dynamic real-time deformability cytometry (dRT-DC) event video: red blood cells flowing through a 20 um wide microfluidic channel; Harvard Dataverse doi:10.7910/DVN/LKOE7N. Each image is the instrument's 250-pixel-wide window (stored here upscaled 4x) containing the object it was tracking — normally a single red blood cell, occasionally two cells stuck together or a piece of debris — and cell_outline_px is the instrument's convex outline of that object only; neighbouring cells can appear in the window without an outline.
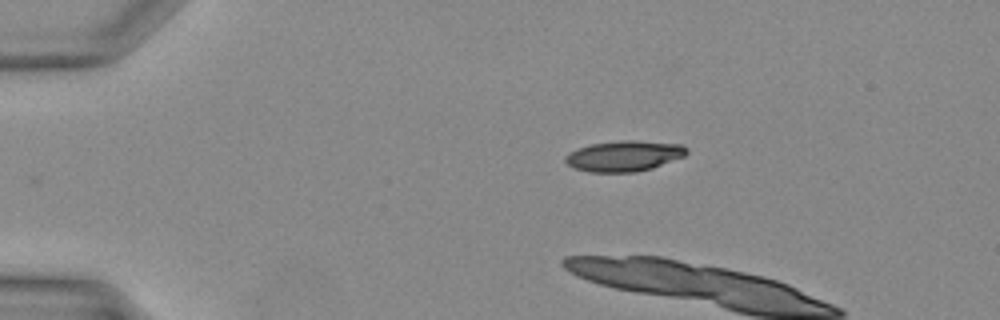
{"species": "Egyptian fruit bat (a non-hibernating species)", "species_latin": "Rousettus aegyptiacus", "temperature_condition": "warm", "stored_images_in_passage": 3, "camera_frame_rate_fps": 3000, "um_per_image_px": 0.085, "animal": {"sex": "female"}, "frame": {"image": 1, "passage_image": 1, "time_ms": 0.0, "image_size_px": [1000, 320], "cell_outline_px": [[688, 152], [684, 156], [652, 168], [636, 172], [588, 172], [576, 168], [568, 164], [564, 160], [564, 156], [576, 148], [592, 144], [616, 140], [636, 140], [684, 144], [688, 148]], "centroid_in_image_um": [53.06, 13.24], "position_along_channel_um": 31.9, "area_um2": 21.85}}